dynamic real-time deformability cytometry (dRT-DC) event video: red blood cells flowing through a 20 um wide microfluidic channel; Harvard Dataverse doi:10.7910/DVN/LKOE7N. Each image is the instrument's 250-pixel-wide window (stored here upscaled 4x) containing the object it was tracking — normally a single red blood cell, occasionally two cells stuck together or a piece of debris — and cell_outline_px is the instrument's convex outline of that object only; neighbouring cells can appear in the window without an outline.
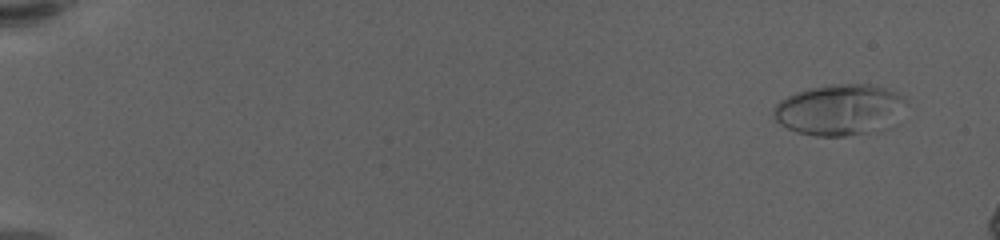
{"species": "human", "species_latin": "Homo sapiens", "temperature_condition": "warm", "stored_images_in_passage": 20, "camera_frame_rate_fps": 3000, "um_per_image_px": 0.085, "donor": {"sex": "female"}, "frame": {"image": 1, "passage_image": 4, "time_ms": 1.0, "image_size_px": [1000, 240], "cell_outline_px": [[904, 100], [868, 132], [844, 136], [816, 136], [796, 132], [780, 124], [772, 116], [772, 108], [780, 100], [796, 92], [812, 88], [832, 84], [872, 84], [896, 92], [904, 96]], "centroid_in_image_um": [71.08, 9.29], "position_along_channel_um": 13.9, "area_um2": 37.11}}